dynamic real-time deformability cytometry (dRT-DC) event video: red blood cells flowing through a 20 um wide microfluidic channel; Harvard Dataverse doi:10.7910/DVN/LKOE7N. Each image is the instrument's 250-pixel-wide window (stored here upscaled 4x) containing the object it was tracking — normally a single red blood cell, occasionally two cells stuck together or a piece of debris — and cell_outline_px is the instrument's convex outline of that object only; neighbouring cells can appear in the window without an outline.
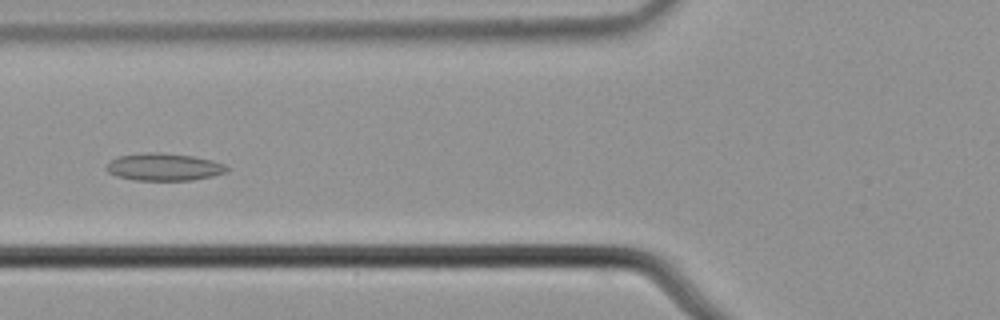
{"species": "common noctule bat (a hibernating species)", "species_latin": "Nyctalus noctula", "temperature_condition": "cold", "stored_images_in_passage": 44, "camera_frame_rate_fps": 3000, "um_per_image_px": 0.085, "animal": {"sex": "male", "body_mass_g": 21.5, "forearm_length_mm": 52.0}, "frame": {"image": 1, "passage_image": 9, "time_ms": 2.667, "image_size_px": [1000, 320], "cell_outline_px": [[228, 172], [212, 176], [192, 180], [132, 180], [116, 176], [108, 172], [108, 160], [116, 156], [144, 152], [160, 152], [192, 156], [212, 160], [224, 164], [228, 168]], "centroid_in_image_um": [13.91, 14.18], "position_along_channel_um": 111.9, "area_um2": 19.36}}
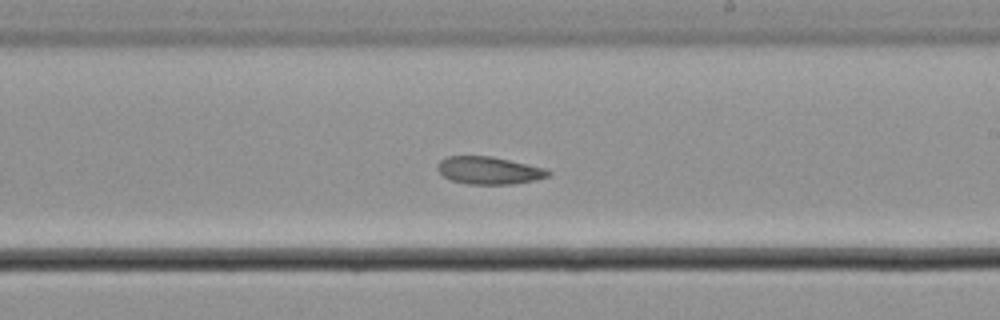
{"frame": {"image": 2, "passage_image": 20, "time_ms": 6.333, "image_size_px": [1000, 320], "cell_outline_px": [[552, 172], [548, 176], [536, 180], [512, 184], [468, 184], [452, 180], [444, 176], [436, 168], [440, 160], [448, 156], [492, 156], [544, 168]], "centroid_in_image_um": [41.56, 14.48], "position_along_channel_um": 247.4, "area_um2": 17.63}}
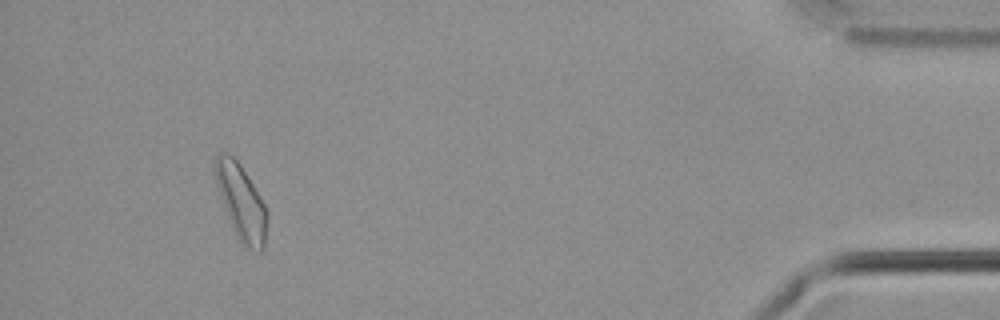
{"frame": {"image": 3, "passage_image": 39, "time_ms": 12.667, "image_size_px": [1000, 320], "cell_outline_px": [[268, 216], [264, 248], [260, 252], [252, 252], [236, 236], [228, 220], [216, 184], [212, 168], [216, 156], [220, 152], [228, 152], [240, 164], [260, 196], [268, 212]], "centroid_in_image_um": [20.48, 17.18], "position_along_channel_um": 414.7, "area_um2": 23.06}}